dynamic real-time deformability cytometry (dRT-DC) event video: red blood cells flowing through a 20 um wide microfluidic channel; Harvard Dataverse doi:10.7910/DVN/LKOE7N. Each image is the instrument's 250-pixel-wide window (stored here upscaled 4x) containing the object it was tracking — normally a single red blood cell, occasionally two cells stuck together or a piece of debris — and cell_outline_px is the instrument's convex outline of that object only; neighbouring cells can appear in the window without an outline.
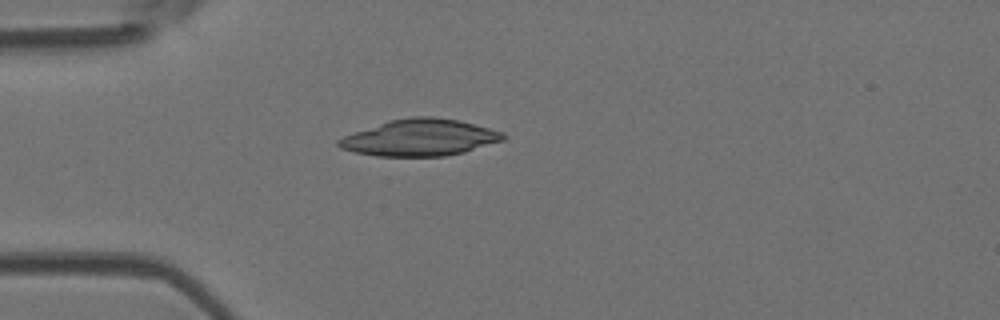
{"species": "Egyptian fruit bat (a non-hibernating species)", "species_latin": "Rousettus aegyptiacus", "temperature_condition": "room temperature", "stored_images_in_passage": 4, "camera_frame_rate_fps": 3000, "um_per_image_px": 0.085, "animal": {"sex": "female"}, "frame": {"image": 1, "passage_image": 4, "time_ms": 4.0, "image_size_px": [1000, 320], "cell_outline_px": [[508, 136], [504, 140], [464, 152], [444, 156], [376, 156], [356, 152], [340, 148], [336, 144], [336, 140], [344, 136], [388, 120], [412, 116], [436, 116], [460, 120], [504, 132]], "centroid_in_image_um": [35.71, 11.68], "position_along_channel_um": 49.3, "area_um2": 35.26}}